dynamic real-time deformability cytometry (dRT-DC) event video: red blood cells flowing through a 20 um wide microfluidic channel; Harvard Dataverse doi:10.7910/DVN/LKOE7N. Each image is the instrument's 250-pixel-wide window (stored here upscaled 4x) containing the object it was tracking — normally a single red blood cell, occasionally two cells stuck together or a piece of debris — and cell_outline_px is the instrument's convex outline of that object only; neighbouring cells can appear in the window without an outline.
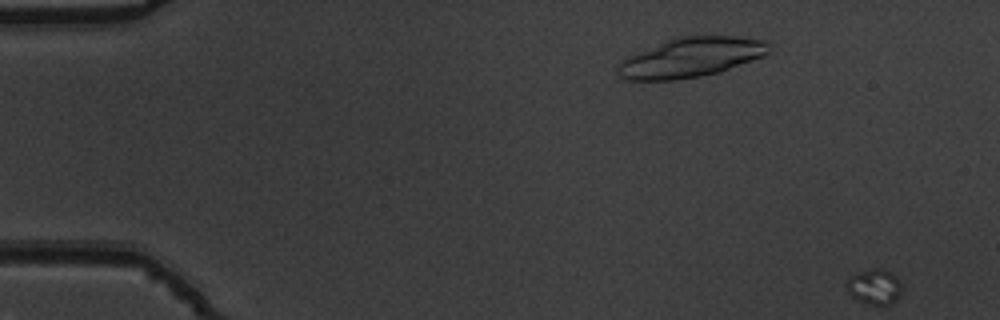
{"species": "common noctule bat (a hibernating species)", "species_latin": "Nyctalus noctula", "temperature_condition": "warm", "stored_images_in_passage": 6, "camera_frame_rate_fps": 3000, "um_per_image_px": 0.085, "animal": {"sex": "male", "body_mass_g": 19.5, "forearm_length_mm": 54.6}, "frame": {"image": 1, "passage_image": 6, "time_ms": 1.667, "image_size_px": [1000, 320], "cell_outline_px": [[900, 296], [892, 304], [868, 304], [852, 296], [848, 292], [844, 280], [848, 276], [856, 272], [872, 268], [880, 268], [888, 272], [900, 284]], "centroid_in_image_um": [74.24, 24.36], "position_along_channel_um": 10.8, "area_um2": 11.21}}